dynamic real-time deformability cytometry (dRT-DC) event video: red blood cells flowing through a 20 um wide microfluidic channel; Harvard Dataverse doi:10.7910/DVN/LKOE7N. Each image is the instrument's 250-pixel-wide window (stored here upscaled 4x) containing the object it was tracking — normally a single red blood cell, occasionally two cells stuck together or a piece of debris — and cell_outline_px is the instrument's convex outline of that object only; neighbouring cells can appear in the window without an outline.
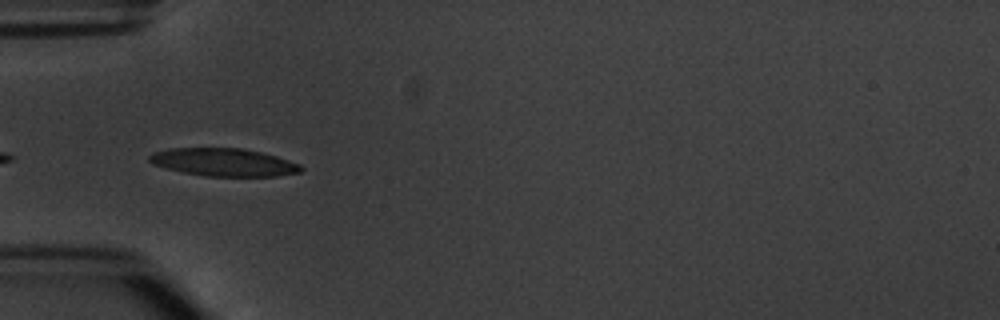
{"species": "common noctule bat (a hibernating species)", "species_latin": "Nyctalus noctula", "temperature_condition": "warm", "stored_images_in_passage": 6, "camera_frame_rate_fps": 3000, "um_per_image_px": 0.085, "animal": {"sex": "male", "body_mass_g": 20.1, "forearm_length_mm": 53.5}, "frame": {"image": 1, "passage_image": 4, "time_ms": 3.667, "image_size_px": [1000, 320], "cell_outline_px": [[304, 168], [300, 172], [276, 176], [208, 176], [184, 172], [152, 164], [148, 160], [148, 156], [152, 152], [168, 148], [240, 148], [260, 152], [276, 156], [300, 164]], "centroid_in_image_um": [19.0, 13.78], "position_along_channel_um": 66.0, "area_um2": 24.45}}